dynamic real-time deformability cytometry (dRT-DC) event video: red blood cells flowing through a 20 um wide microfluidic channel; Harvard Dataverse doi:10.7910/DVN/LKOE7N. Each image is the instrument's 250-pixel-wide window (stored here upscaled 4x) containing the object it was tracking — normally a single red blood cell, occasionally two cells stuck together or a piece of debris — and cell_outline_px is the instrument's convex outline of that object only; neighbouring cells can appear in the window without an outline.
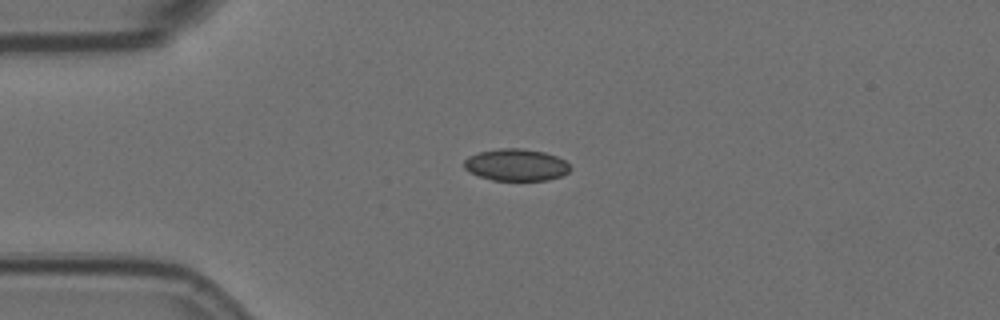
{"species": "Egyptian fruit bat (a non-hibernating species)", "species_latin": "Rousettus aegyptiacus", "temperature_condition": "room temperature", "stored_images_in_passage": 5, "camera_frame_rate_fps": 3000, "um_per_image_px": 0.085, "animal": {"sex": "female"}, "frame": {"image": 1, "passage_image": 4, "time_ms": 1.0, "image_size_px": [1000, 320], "cell_outline_px": [[572, 168], [568, 172], [560, 176], [548, 180], [492, 180], [468, 172], [464, 168], [464, 160], [468, 156], [480, 152], [500, 148], [520, 148], [544, 152], [556, 156], [564, 160]], "centroid_in_image_um": [43.86, 14.01], "position_along_channel_um": 41.1, "area_um2": 19.71}}